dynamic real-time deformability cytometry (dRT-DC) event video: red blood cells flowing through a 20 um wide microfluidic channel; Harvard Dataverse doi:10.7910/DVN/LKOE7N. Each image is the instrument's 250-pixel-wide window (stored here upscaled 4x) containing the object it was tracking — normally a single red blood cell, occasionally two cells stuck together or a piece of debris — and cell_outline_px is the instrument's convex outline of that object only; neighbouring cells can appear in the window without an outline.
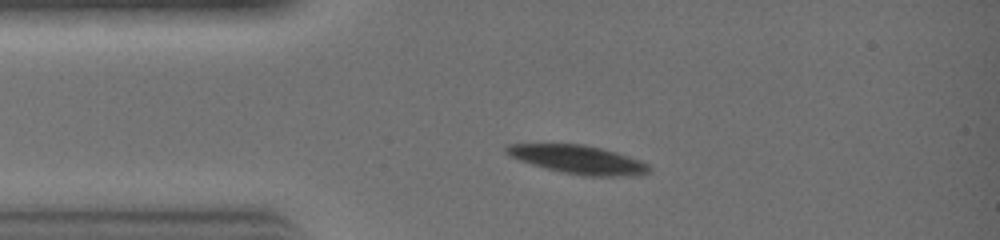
{"species": "common noctule bat (a hibernating species)", "species_latin": "Nyctalus noctula", "temperature_condition": "warm", "stored_images_in_passage": 3, "camera_frame_rate_fps": 3000, "um_per_image_px": 0.085, "animal": {"sex": "female", "body_mass_g": 19.0, "forearm_length_mm": 51.5}, "frame": {"image": 1, "passage_image": 1, "time_ms": 0.0, "image_size_px": [1000, 240], "cell_outline_px": [[652, 172], [632, 176], [584, 176], [564, 172], [532, 164], [520, 160], [504, 152], [504, 148], [508, 144], [584, 144], [616, 152], [640, 160], [648, 164], [652, 168]], "centroid_in_image_um": [49.19, 13.56], "position_along_channel_um": 35.8, "area_um2": 23.52}}